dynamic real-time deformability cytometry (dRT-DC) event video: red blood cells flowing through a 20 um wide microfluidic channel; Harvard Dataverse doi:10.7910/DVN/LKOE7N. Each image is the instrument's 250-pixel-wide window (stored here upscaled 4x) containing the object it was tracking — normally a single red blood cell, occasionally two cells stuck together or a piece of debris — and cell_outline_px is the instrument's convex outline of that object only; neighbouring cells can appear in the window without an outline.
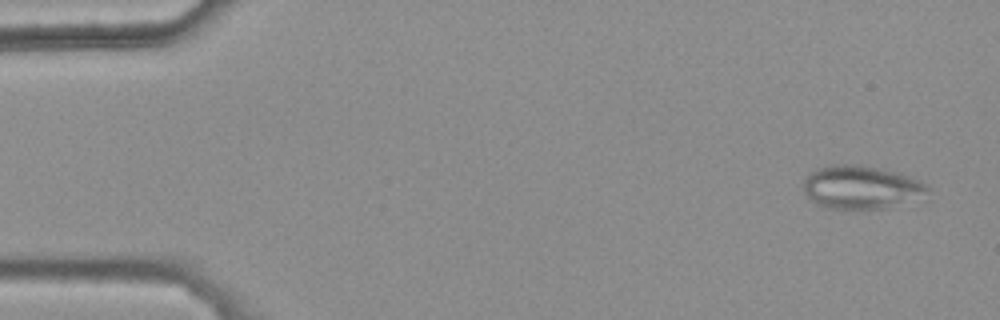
{"species": "common noctule bat (a hibernating species)", "species_latin": "Nyctalus noctula", "temperature_condition": "warm", "stored_images_in_passage": 16, "camera_frame_rate_fps": 3000, "um_per_image_px": 0.085, "animal": {"sex": "female", "body_mass_g": 25.1}, "frame": {"image": 1, "passage_image": 3, "time_ms": 0.667, "image_size_px": [1000, 320], "cell_outline_px": [[932, 188], [888, 208], [828, 208], [816, 204], [804, 192], [804, 180], [816, 168], [832, 164], [856, 164], [880, 168], [900, 172]], "centroid_in_image_um": [73.1, 15.88], "position_along_channel_um": 11.9, "area_um2": 30.46}}